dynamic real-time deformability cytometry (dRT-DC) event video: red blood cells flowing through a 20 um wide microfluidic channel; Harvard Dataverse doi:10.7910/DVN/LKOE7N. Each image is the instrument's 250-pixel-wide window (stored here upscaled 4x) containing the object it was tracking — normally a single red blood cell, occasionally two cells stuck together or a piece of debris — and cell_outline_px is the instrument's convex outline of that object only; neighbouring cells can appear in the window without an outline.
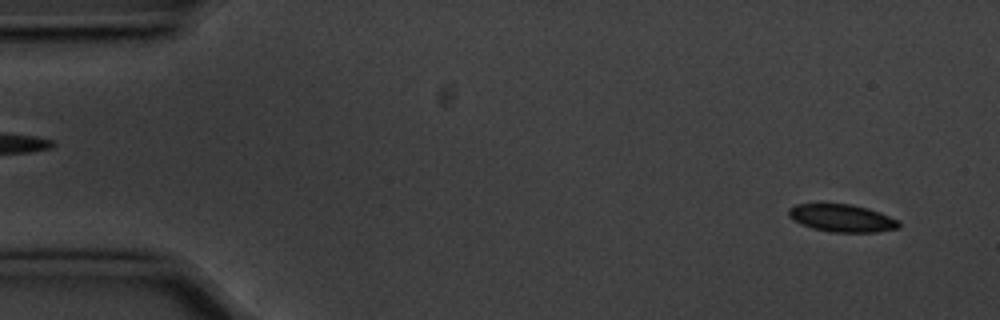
{"species": "common noctule bat (a hibernating species)", "species_latin": "Nyctalus noctula", "temperature_condition": "cold", "stored_images_in_passage": 56, "segment_of_instrument_passage": [1, 2], "camera_frame_rate_fps": 3000, "um_per_image_px": 0.085, "animal": {"sex": "male", "body_mass_g": 20.1, "forearm_length_mm": 53.5}, "frame": {"image": 1, "passage_image": 3, "time_ms": 0.667, "image_size_px": [1000, 320], "cell_outline_px": [[900, 228], [876, 232], [832, 232], [812, 228], [800, 224], [788, 216], [788, 208], [796, 204], [852, 204], [868, 208], [880, 212], [900, 220]], "centroid_in_image_um": [71.59, 18.54], "position_along_channel_um": 13.4, "area_um2": 17.86}}
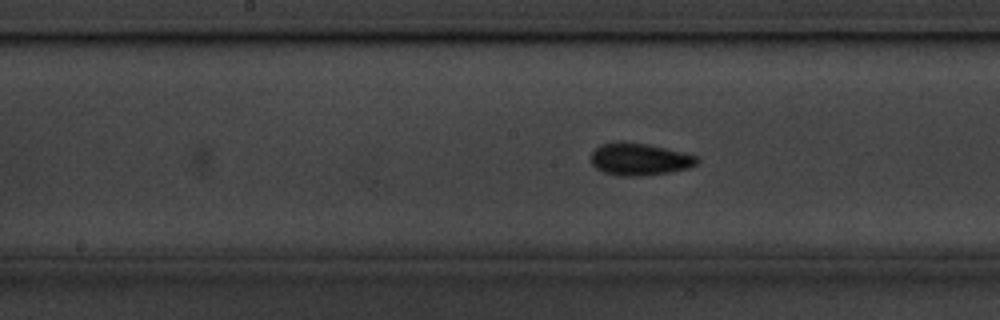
{"frame": {"image": 2, "passage_image": 27, "time_ms": 8.667, "image_size_px": [1000, 320], "cell_outline_px": [[700, 160], [696, 164], [688, 168], [672, 172], [644, 176], [620, 176], [604, 172], [596, 168], [592, 164], [592, 152], [600, 144], [624, 140], [648, 144], [696, 156]], "centroid_in_image_um": [54.34, 13.53], "position_along_channel_um": 193.9, "area_um2": 20.0}}
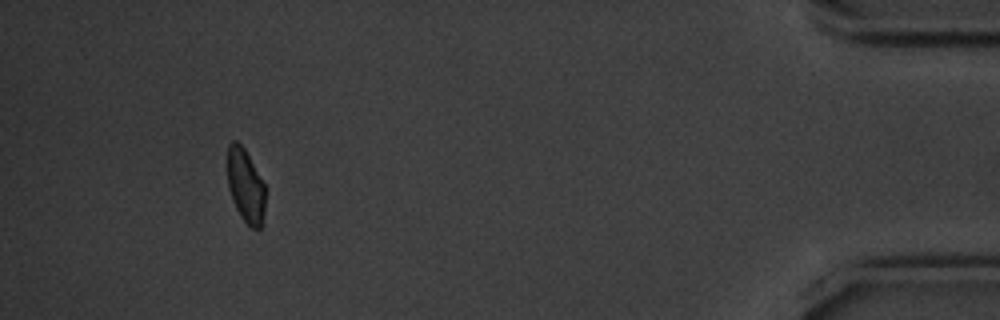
{"frame": {"image": 3, "passage_image": 51, "time_ms": 16.667, "image_size_px": [1000, 320], "cell_outline_px": [[264, 224], [260, 228], [252, 228], [240, 216], [232, 200], [228, 188], [228, 144], [232, 140], [236, 140], [244, 148], [264, 184]], "centroid_in_image_um": [20.86, 15.81], "position_along_channel_um": 414.3, "area_um2": 16.13}}